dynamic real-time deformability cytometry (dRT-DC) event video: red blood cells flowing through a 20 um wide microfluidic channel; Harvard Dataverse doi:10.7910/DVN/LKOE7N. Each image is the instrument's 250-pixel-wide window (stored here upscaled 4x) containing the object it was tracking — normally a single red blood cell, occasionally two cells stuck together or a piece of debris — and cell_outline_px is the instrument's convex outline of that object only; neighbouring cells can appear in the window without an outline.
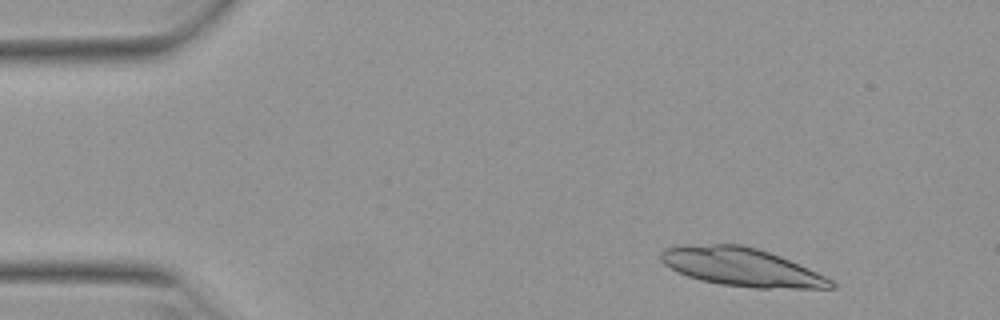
{"species": "Egyptian fruit bat (a non-hibernating species)", "species_latin": "Rousettus aegyptiacus", "temperature_condition": "warm", "stored_images_in_passage": 49, "camera_frame_rate_fps": 3000, "um_per_image_px": 0.085, "animal": {"sex": "female"}, "frame": {"image": 1, "passage_image": 4, "time_ms": 1.0, "image_size_px": [1000, 320], "cell_outline_px": [[836, 288], [756, 288], [720, 284], [700, 280], [688, 276], [664, 264], [660, 260], [660, 252], [664, 248], [684, 244], [744, 244], [780, 256], [808, 268], [832, 280], [836, 284]], "centroid_in_image_um": [63.0, 22.69], "position_along_channel_um": 22.0, "area_um2": 37.86}}